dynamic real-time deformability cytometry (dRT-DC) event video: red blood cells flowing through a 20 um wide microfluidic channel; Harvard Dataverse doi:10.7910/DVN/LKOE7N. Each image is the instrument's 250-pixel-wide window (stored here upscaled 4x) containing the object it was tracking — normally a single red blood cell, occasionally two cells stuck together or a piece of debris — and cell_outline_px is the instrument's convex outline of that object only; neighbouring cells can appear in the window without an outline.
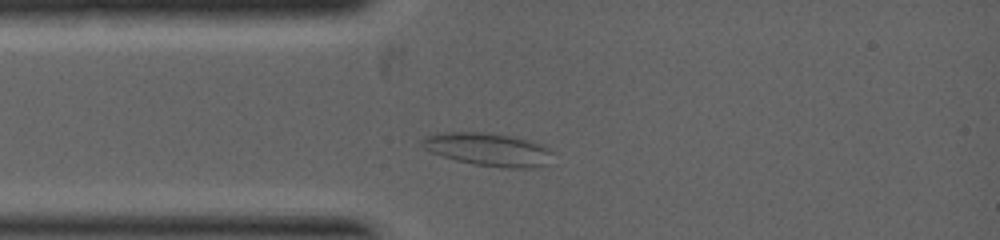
{"species": "common noctule bat (a hibernating species)", "species_latin": "Nyctalus noctula", "temperature_condition": "warm", "stored_images_in_passage": 1, "camera_frame_rate_fps": 5000, "um_per_image_px": 0.085, "animal": {"sex": "female", "body_mass_g": 19.0, "forearm_length_mm": 53.3}, "frame": {"image": 1, "passage_image": 1, "time_ms": 0.0, "image_size_px": [1000, 240], "cell_outline_px": [[552, 152], [548, 164], [532, 168], [500, 168], [472, 164], [456, 160], [432, 152], [424, 148], [420, 144], [420, 140], [428, 136], [444, 132], [484, 132], [512, 136], [544, 144]], "centroid_in_image_um": [41.53, 12.71], "position_along_channel_um": 43.5, "area_um2": 25.2}}